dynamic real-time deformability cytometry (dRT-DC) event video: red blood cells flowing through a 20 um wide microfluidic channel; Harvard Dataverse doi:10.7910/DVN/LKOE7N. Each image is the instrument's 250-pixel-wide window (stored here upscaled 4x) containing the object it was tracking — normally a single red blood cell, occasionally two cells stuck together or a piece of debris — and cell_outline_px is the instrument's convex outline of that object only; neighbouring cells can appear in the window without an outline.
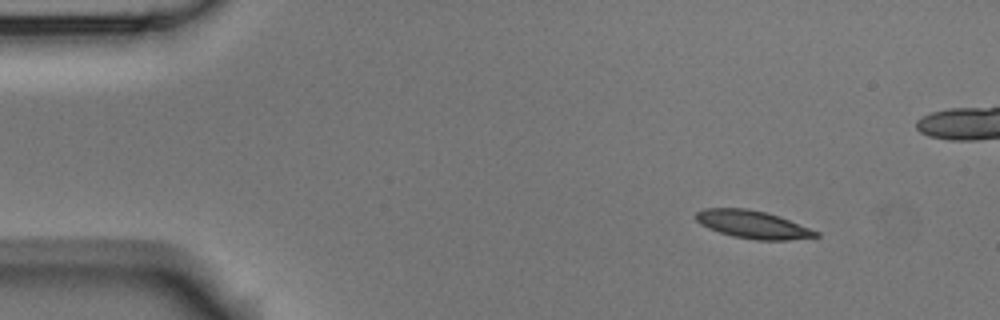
{"species": "Egyptian fruit bat (a non-hibernating species)", "species_latin": "Rousettus aegyptiacus", "temperature_condition": "room temperature", "stored_images_in_passage": 4, "camera_frame_rate_fps": 3000, "um_per_image_px": 0.085, "animal": {"sex": "male"}, "frame": {"image": 1, "passage_image": 1, "time_ms": 0.0, "image_size_px": [1000, 320], "cell_outline_px": [[820, 236], [788, 240], [756, 240], [736, 236], [720, 232], [708, 228], [700, 224], [696, 220], [696, 212], [704, 208], [748, 208], [768, 212], [780, 216], [820, 232]], "centroid_in_image_um": [64.01, 19.07], "position_along_channel_um": 21.0, "area_um2": 19.48}}